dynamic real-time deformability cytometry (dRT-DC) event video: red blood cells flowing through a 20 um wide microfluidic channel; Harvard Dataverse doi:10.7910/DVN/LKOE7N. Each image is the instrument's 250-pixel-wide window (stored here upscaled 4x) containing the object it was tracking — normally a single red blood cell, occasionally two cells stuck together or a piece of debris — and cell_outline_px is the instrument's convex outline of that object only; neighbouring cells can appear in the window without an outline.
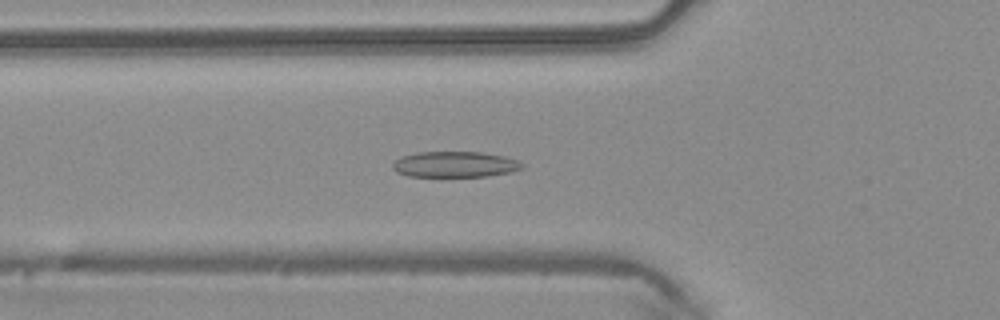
{"species": "common noctule bat (a hibernating species)", "species_latin": "Nyctalus noctula", "temperature_condition": "warm", "stored_images_in_passage": 36, "camera_frame_rate_fps": 3000, "um_per_image_px": 0.085, "animal": {"sex": "male", "body_mass_g": 20.4}, "frame": {"image": 1, "passage_image": 4, "time_ms": 1.0, "image_size_px": [1000, 320], "cell_outline_px": [[524, 168], [512, 172], [488, 176], [408, 176], [396, 172], [392, 168], [392, 164], [396, 160], [404, 156], [416, 152], [484, 152], [504, 156], [516, 160], [524, 164]], "centroid_in_image_um": [38.7, 13.97], "position_along_channel_um": 87.1, "area_um2": 19.48}}
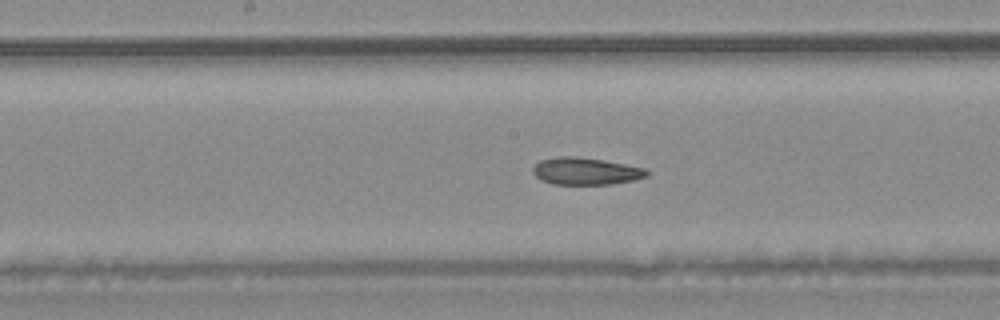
{"frame": {"image": 2, "passage_image": 12, "time_ms": 3.667, "image_size_px": [1000, 320], "cell_outline_px": [[648, 176], [632, 180], [612, 184], [552, 184], [540, 180], [532, 172], [532, 168], [540, 160], [556, 156], [576, 156], [604, 160], [644, 168], [648, 172]], "centroid_in_image_um": [49.74, 14.54], "position_along_channel_um": 198.5, "area_um2": 18.03}}
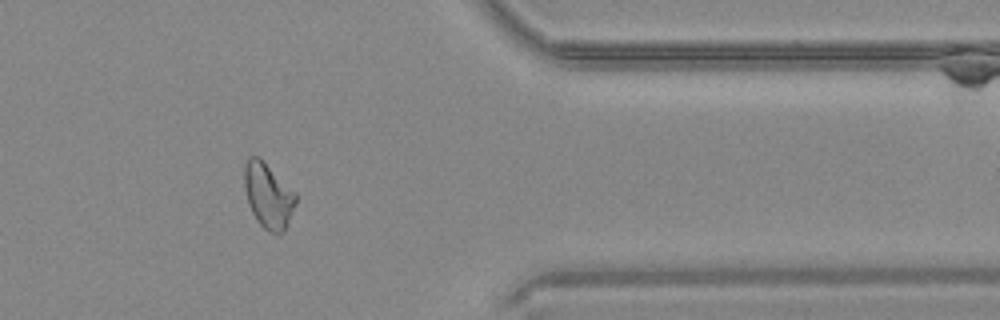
{"frame": {"image": 3, "passage_image": 27, "time_ms": 8.667, "image_size_px": [1000, 320], "cell_outline_px": [[296, 204], [284, 232], [268, 232], [256, 220], [248, 204], [244, 188], [244, 164], [248, 156], [260, 156], [296, 192]], "centroid_in_image_um": [22.79, 16.58], "position_along_channel_um": 388.6, "area_um2": 19.83}, "authors_computed_cell_mechanics": {"area_um2": 19.2185, "velocity_mm_per_s": 4.1469, "shape_relaxation_time_tau1_ms": null, "shape_relaxation_time_tau2_ms": 3.5216, "deformation_change_tau1": null, "deformation_change_tau2": 0.1093}}